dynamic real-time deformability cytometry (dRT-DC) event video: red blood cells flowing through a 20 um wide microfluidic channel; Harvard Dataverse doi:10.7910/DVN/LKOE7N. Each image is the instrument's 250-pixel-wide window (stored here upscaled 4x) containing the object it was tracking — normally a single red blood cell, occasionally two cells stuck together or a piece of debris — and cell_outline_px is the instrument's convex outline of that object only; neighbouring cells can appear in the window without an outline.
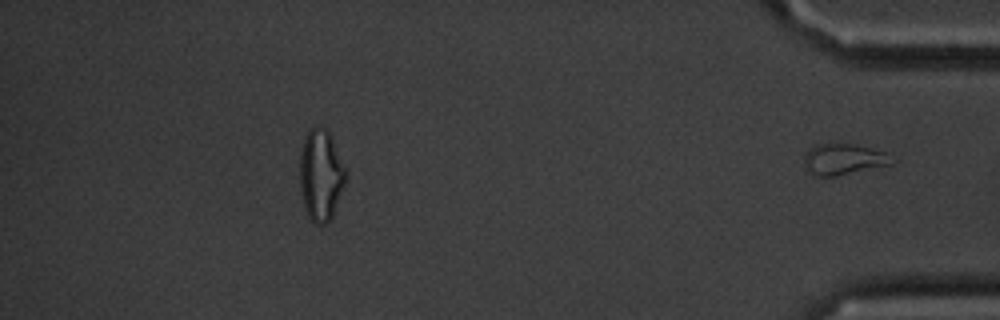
{"species": "common noctule bat (a hibernating species)", "species_latin": "Nyctalus noctula", "temperature_condition": "cold", "stored_images_in_passage": 53, "segment_of_instrument_passage": [2, 2], "camera_frame_rate_fps": 3000, "um_per_image_px": 0.085, "animal": {"sex": "male", "body_mass_g": 20.1, "forearm_length_mm": 53.5}, "frame": {"image": 1, "passage_image": 53, "time_ms": 17.333, "image_size_px": [1000, 320], "cell_outline_px": [[892, 164], [836, 176], [812, 176], [808, 172], [804, 160], [804, 156], [816, 144], [832, 140], [856, 144], [884, 152]], "centroid_in_image_um": [71.61, 13.5], "position_along_channel_um": 363.6, "area_um2": 16.01}}